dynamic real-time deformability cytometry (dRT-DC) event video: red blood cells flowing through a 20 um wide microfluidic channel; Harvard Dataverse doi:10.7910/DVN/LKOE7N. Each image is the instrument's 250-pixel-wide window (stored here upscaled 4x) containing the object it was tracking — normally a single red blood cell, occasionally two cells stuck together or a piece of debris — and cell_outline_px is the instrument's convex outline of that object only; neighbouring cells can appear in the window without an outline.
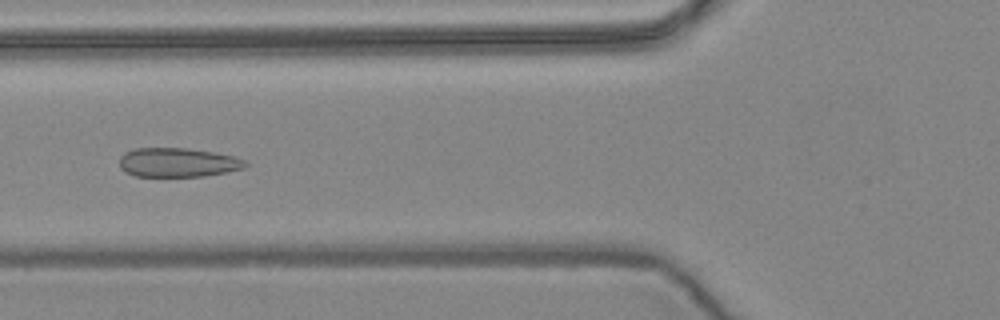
{"species": "common noctule bat (a hibernating species)", "species_latin": "Nyctalus noctula", "temperature_condition": "warm", "stored_images_in_passage": 9, "camera_frame_rate_fps": 3000, "um_per_image_px": 0.085, "animal": {"sex": "female", "body_mass_g": 24.6, "forearm_length_mm": 56.2}, "frame": {"image": 1, "passage_image": 6, "time_ms": 1.667, "image_size_px": [1000, 320], "cell_outline_px": [[248, 164], [244, 168], [228, 172], [204, 176], [136, 176], [120, 168], [120, 156], [124, 152], [136, 148], [188, 148], [236, 156], [244, 160]], "centroid_in_image_um": [15.13, 13.8], "position_along_channel_um": 110.7, "area_um2": 21.39}}
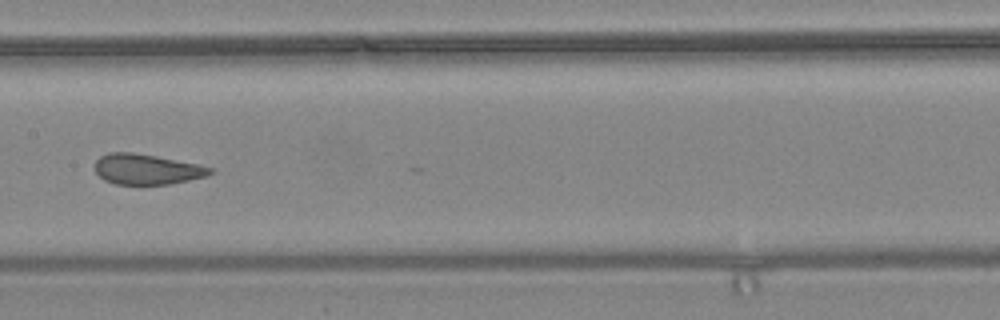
{"frame": {"image": 2, "passage_image": 8, "time_ms": 2.333, "image_size_px": [1000, 320], "cell_outline_px": [[216, 172], [208, 176], [168, 184], [116, 184], [104, 180], [96, 172], [96, 160], [100, 156], [108, 152], [132, 152], [156, 156], [200, 164], [216, 168]], "centroid_in_image_um": [12.54, 14.38], "position_along_channel_um": 194.9, "area_um2": 20.58}}
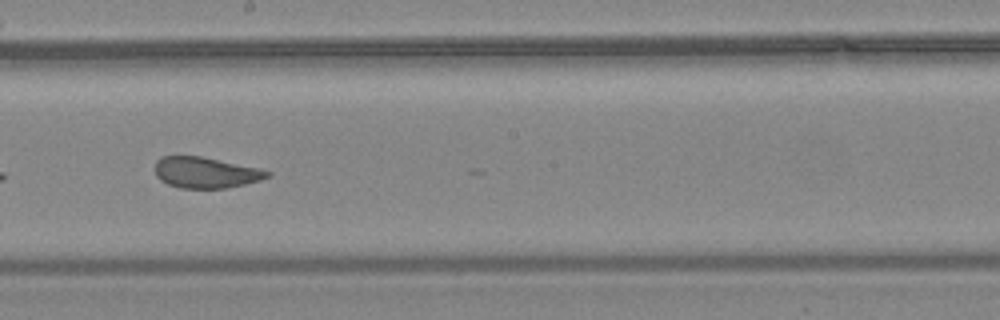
{"frame": {"image": 3, "passage_image": 9, "time_ms": 2.667, "image_size_px": [1000, 320], "cell_outline_px": [[272, 176], [260, 180], [244, 184], [224, 188], [180, 188], [168, 184], [160, 180], [156, 176], [156, 160], [164, 156], [200, 156], [260, 168], [272, 172]], "centroid_in_image_um": [17.51, 14.67], "position_along_channel_um": 230.7, "area_um2": 20.23}}